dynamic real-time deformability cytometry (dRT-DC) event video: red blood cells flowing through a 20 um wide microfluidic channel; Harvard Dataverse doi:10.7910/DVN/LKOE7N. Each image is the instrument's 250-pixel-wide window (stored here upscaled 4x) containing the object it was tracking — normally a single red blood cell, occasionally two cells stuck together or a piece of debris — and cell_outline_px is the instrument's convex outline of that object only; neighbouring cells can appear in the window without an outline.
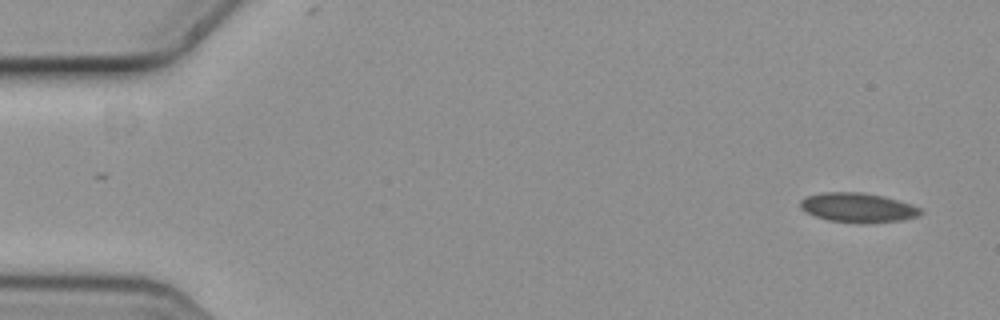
{"species": "common noctule bat (a hibernating species)", "species_latin": "Nyctalus noctula", "temperature_condition": "cold", "stored_images_in_passage": 5, "camera_frame_rate_fps": 3000, "um_per_image_px": 0.085, "animal": {"sex": "female", "body_mass_g": 19.3, "forearm_length_mm": 54.1}, "frame": {"image": 1, "passage_image": 1, "time_ms": 0.0, "image_size_px": [1000, 320], "cell_outline_px": [[924, 212], [916, 216], [904, 220], [868, 224], [860, 224], [828, 220], [816, 216], [800, 208], [800, 200], [804, 196], [824, 192], [860, 192], [884, 196], [912, 204], [920, 208]], "centroid_in_image_um": [72.93, 17.65], "position_along_channel_um": 12.1, "area_um2": 20.92}}
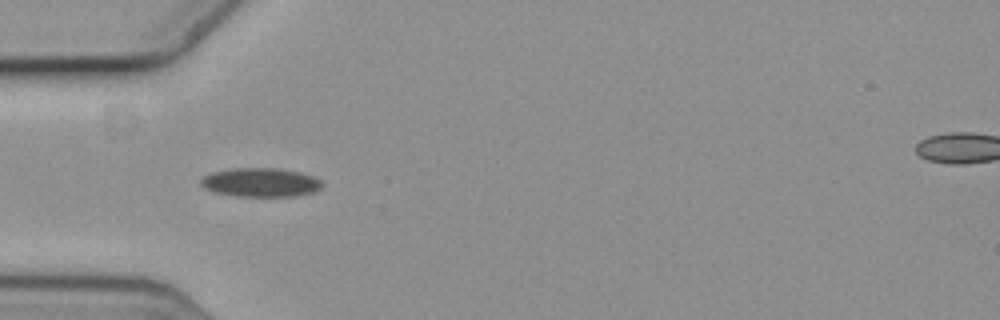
{"frame": {"image": 2, "passage_image": 4, "time_ms": 1.0, "image_size_px": [1000, 320], "cell_outline_px": [[324, 184], [320, 188], [312, 192], [296, 196], [236, 196], [212, 192], [204, 188], [200, 184], [200, 180], [204, 176], [212, 172], [232, 168], [276, 168], [300, 172], [312, 176], [320, 180]], "centroid_in_image_um": [22.12, 15.5], "position_along_channel_um": 62.9, "area_um2": 20.46}}
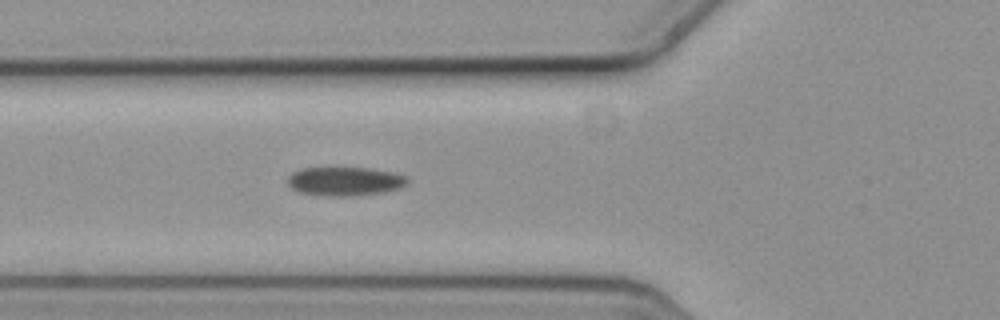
{"frame": {"image": 3, "passage_image": 5, "time_ms": 1.333, "image_size_px": [1000, 320], "cell_outline_px": [[408, 184], [400, 188], [384, 192], [352, 196], [328, 196], [300, 192], [292, 188], [288, 184], [288, 176], [292, 172], [304, 168], [368, 168], [396, 172], [408, 176]], "centroid_in_image_um": [29.37, 15.41], "position_along_channel_um": 96.4, "area_um2": 20.23}}